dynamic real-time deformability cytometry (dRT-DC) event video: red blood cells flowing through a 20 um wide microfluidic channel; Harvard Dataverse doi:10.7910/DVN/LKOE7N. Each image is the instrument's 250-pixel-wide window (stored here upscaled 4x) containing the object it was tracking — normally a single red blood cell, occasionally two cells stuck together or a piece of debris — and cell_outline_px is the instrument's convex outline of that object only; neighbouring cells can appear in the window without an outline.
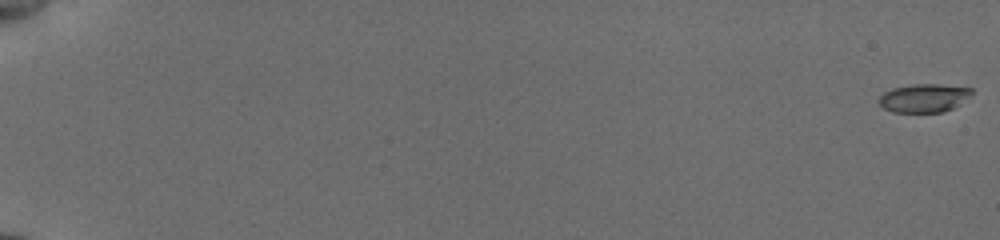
{"species": "common noctule bat (a hibernating species)", "species_latin": "Nyctalus noctula", "temperature_condition": "cold", "stored_images_in_passage": 57, "camera_frame_rate_fps": 3000, "um_per_image_px": 0.085, "animal": {"sex": "female", "body_mass_g": 19.5, "forearm_length_mm": 54.1}, "frame": {"image": 1, "passage_image": 1, "time_ms": 0.0, "image_size_px": [1000, 240], "cell_outline_px": [[972, 92], [968, 96], [952, 108], [944, 112], [892, 112], [884, 108], [876, 100], [884, 92], [892, 88], [912, 84], [936, 84], [972, 88]], "centroid_in_image_um": [78.47, 8.33], "position_along_channel_um": 6.5, "area_um2": 15.2}}
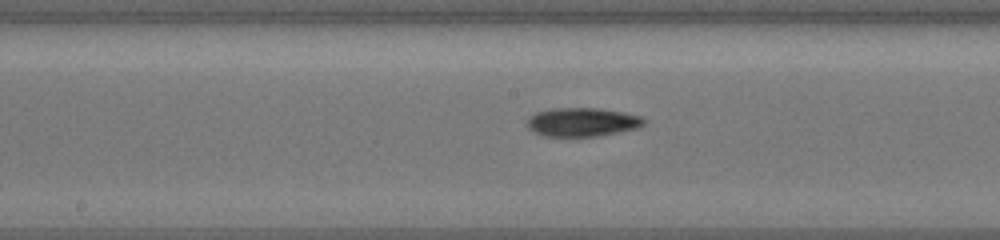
{"frame": {"image": 2, "passage_image": 33, "time_ms": 10.667, "image_size_px": [1000, 240], "cell_outline_px": [[644, 124], [636, 128], [616, 132], [592, 136], [544, 136], [528, 128], [528, 120], [536, 112], [552, 108], [600, 108], [624, 112], [640, 116], [644, 120]], "centroid_in_image_um": [49.48, 10.36], "position_along_channel_um": 198.7, "area_um2": 19.19}}
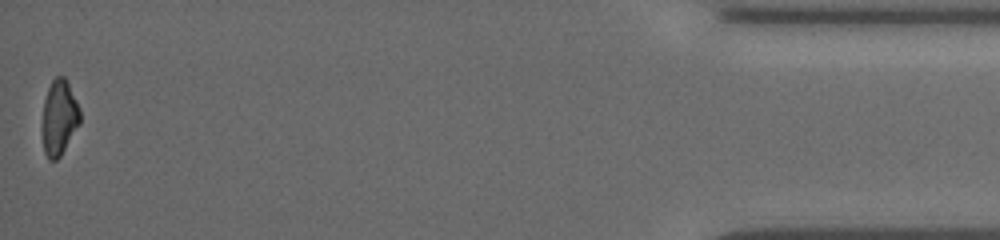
{"frame": {"image": 3, "passage_image": 57, "time_ms": 18.667, "image_size_px": [1000, 240], "cell_outline_px": [[80, 124], [60, 156], [56, 160], [48, 160], [44, 152], [44, 100], [48, 88], [52, 80], [56, 76], [64, 76], [80, 108]], "centroid_in_image_um": [5.06, 9.99], "position_along_channel_um": 430.1, "area_um2": 16.13}, "authors_computed_cell_mechanics": {"area_um2": 17.5712, "velocity_mm_per_s": 3.8356, "shape_relaxation_time_tau1_ms": 3.6723, "shape_relaxation_time_tau2_ms": 6.5738, "deformation_change_tau1": 0.1438, "deformation_change_tau2": 0.1572}}